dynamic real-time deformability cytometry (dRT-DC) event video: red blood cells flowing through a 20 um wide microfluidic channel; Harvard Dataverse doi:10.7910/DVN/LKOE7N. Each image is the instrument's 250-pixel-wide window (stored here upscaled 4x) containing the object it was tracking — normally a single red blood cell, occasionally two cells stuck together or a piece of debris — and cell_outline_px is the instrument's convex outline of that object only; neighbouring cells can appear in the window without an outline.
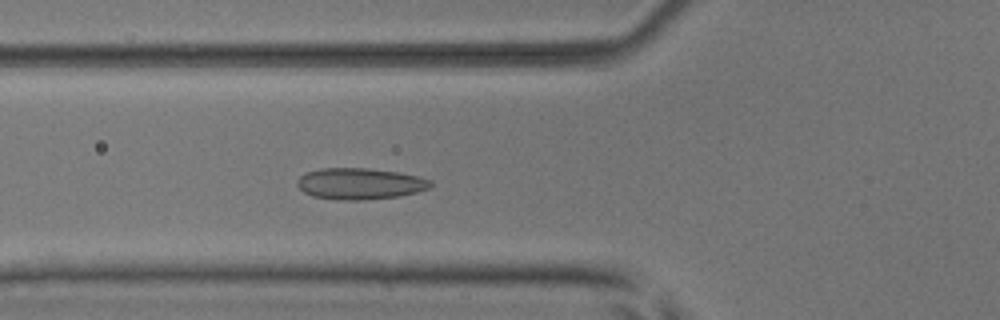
{"species": "common noctule bat (a hibernating species)", "species_latin": "Nyctalus noctula", "temperature_condition": "room temperature", "stored_images_in_passage": 51, "camera_frame_rate_fps": 3000, "um_per_image_px": 0.085, "animal": {"sex": "male", "body_mass_g": 17.9, "forearm_length_mm": 54.2}, "frame": {"image": 1, "passage_image": 19, "time_ms": 6.0, "image_size_px": [1000, 320], "cell_outline_px": [[432, 184], [428, 188], [416, 192], [400, 196], [360, 200], [340, 200], [312, 196], [304, 192], [296, 184], [296, 180], [300, 176], [308, 172], [320, 168], [368, 168], [396, 172], [420, 176], [432, 180]], "centroid_in_image_um": [30.59, 15.61], "position_along_channel_um": 95.2, "area_um2": 24.33}}
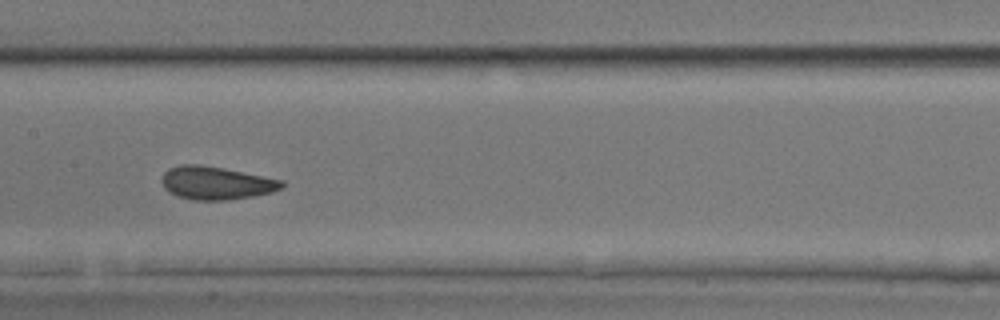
{"frame": {"image": 2, "passage_image": 26, "time_ms": 8.333, "image_size_px": [1000, 320], "cell_outline_px": [[284, 188], [272, 192], [252, 196], [228, 200], [192, 200], [168, 192], [164, 188], [160, 180], [164, 172], [168, 168], [180, 164], [200, 164], [224, 168], [284, 180]], "centroid_in_image_um": [18.36, 15.54], "position_along_channel_um": 189.0, "area_um2": 23.35}}
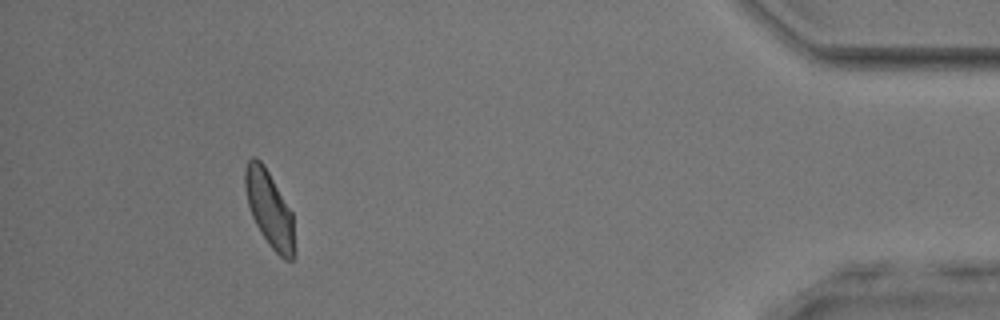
{"frame": {"image": 3, "passage_image": 47, "time_ms": 15.333, "image_size_px": [1000, 320], "cell_outline_px": [[292, 260], [284, 260], [268, 244], [256, 224], [252, 216], [248, 204], [244, 188], [244, 168], [248, 160], [252, 156], [256, 156], [264, 164], [292, 212]], "centroid_in_image_um": [22.84, 17.67], "position_along_channel_um": 412.4, "area_um2": 21.44}, "authors_computed_cell_mechanics": {"area_um2": 23.0044, "velocity_mm_per_s": 4.0276, "shape_relaxation_time_tau1_ms": 6.1726, "shape_relaxation_time_tau2_ms": 1.3409, "deformation_change_tau1": 0.1226, "deformation_change_tau2": 0.061}}